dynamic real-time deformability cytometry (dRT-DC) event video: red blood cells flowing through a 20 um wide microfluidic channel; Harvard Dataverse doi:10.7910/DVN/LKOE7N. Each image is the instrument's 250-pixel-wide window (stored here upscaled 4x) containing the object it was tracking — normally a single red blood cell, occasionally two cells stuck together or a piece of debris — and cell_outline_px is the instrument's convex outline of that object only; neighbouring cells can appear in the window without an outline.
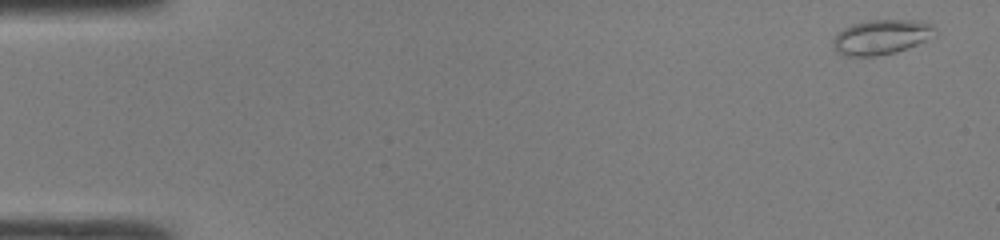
{"species": "common noctule bat (a hibernating species)", "species_latin": "Nyctalus noctula", "temperature_condition": "room temperature", "stored_images_in_passage": 48, "camera_frame_rate_fps": 3000, "um_per_image_px": 0.085, "animal": {"sex": "male", "body_mass_g": 19.0, "forearm_length_mm": 50.8}, "frame": {"image": 1, "passage_image": 2, "time_ms": 0.333, "image_size_px": [1000, 240], "cell_outline_px": [[936, 28], [924, 40], [916, 44], [896, 52], [876, 56], [844, 56], [832, 48], [832, 40], [844, 28], [852, 24], [872, 20], [916, 20], [932, 24]], "centroid_in_image_um": [74.84, 3.15], "position_along_channel_um": 10.2, "area_um2": 20.29}}
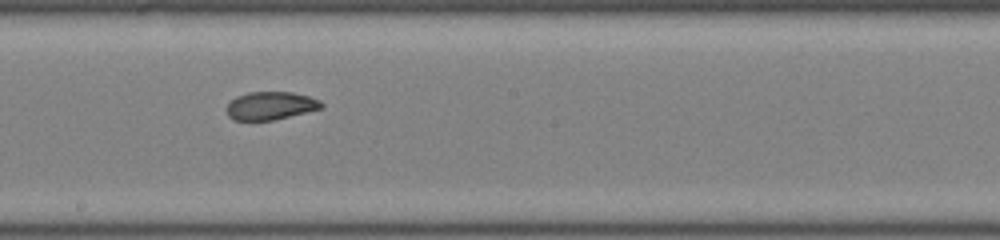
{"frame": {"image": 2, "passage_image": 27, "time_ms": 8.667, "image_size_px": [1000, 240], "cell_outline_px": [[324, 108], [272, 120], [232, 120], [228, 116], [224, 108], [236, 96], [248, 92], [292, 92], [308, 96], [320, 100], [324, 104]], "centroid_in_image_um": [22.98, 8.98], "position_along_channel_um": 225.2, "area_um2": 15.61}}
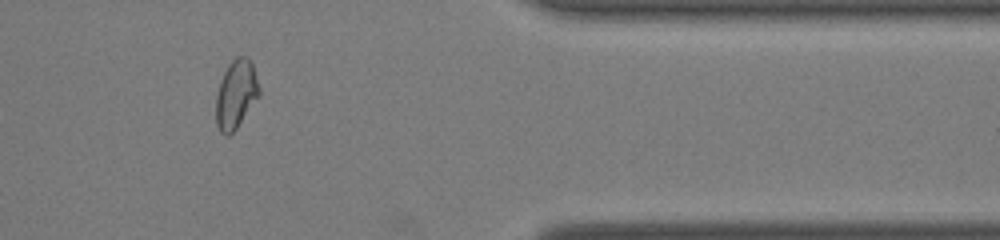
{"frame": {"image": 3, "passage_image": 40, "time_ms": 13.0, "image_size_px": [1000, 240], "cell_outline_px": [[260, 96], [236, 128], [228, 136], [224, 136], [220, 132], [216, 124], [216, 96], [220, 80], [228, 64], [236, 56], [248, 56], [252, 64], [260, 88]], "centroid_in_image_um": [20.06, 8.01], "position_along_channel_um": 391.3, "area_um2": 17.4}, "authors_computed_cell_mechanics": {"area_um2": 17.5712, "velocity_mm_per_s": 4.2928, "shape_relaxation_time_tau1_ms": null, "shape_relaxation_time_tau2_ms": 1.4865, "deformation_change_tau1": null, "deformation_change_tau2": 0.0562}}